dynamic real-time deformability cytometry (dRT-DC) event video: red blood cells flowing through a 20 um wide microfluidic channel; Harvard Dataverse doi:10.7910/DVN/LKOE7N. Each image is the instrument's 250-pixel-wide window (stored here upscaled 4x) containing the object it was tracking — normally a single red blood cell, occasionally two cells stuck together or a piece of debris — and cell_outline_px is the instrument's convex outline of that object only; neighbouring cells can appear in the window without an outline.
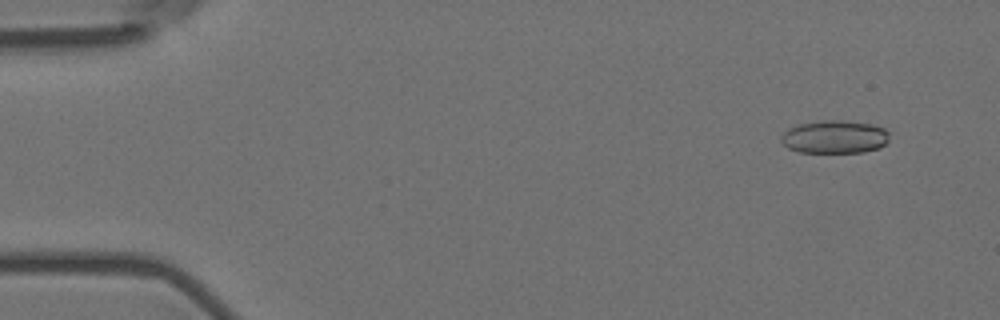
{"species": "Egyptian fruit bat (a non-hibernating species)", "species_latin": "Rousettus aegyptiacus", "temperature_condition": "room temperature", "stored_images_in_passage": 8, "camera_frame_rate_fps": 3000, "um_per_image_px": 0.085, "animal": {"sex": "female"}, "frame": {"image": 1, "passage_image": 2, "time_ms": 0.333, "image_size_px": [1000, 320], "cell_outline_px": [[888, 140], [880, 148], [864, 152], [800, 152], [788, 148], [780, 140], [780, 136], [788, 128], [800, 124], [820, 120], [840, 120], [872, 124], [884, 128], [888, 132]], "centroid_in_image_um": [70.93, 11.63], "position_along_channel_um": 14.1, "area_um2": 20.87}}
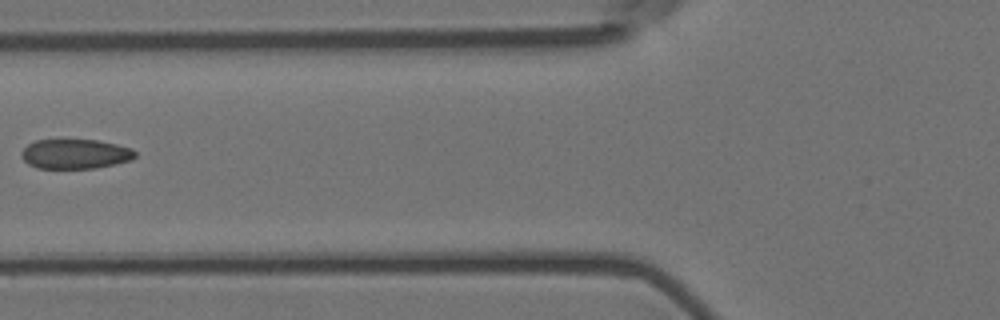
{"frame": {"image": 2, "passage_image": 7, "time_ms": 2.0, "image_size_px": [1000, 320], "cell_outline_px": [[136, 156], [132, 160], [96, 168], [36, 168], [28, 164], [20, 156], [20, 152], [28, 144], [36, 140], [96, 140], [116, 144], [132, 148], [136, 152]], "centroid_in_image_um": [6.39, 13.09], "position_along_channel_um": 119.4, "area_um2": 19.71}}
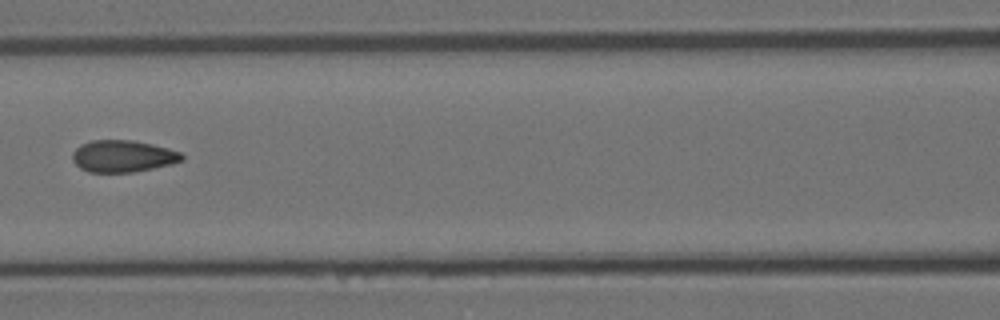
{"frame": {"image": 3, "passage_image": 8, "time_ms": 2.333, "image_size_px": [1000, 320], "cell_outline_px": [[184, 160], [172, 164], [132, 172], [88, 172], [80, 168], [72, 160], [72, 152], [80, 144], [92, 140], [132, 140], [152, 144], [168, 148], [180, 152], [184, 156]], "centroid_in_image_um": [10.43, 13.27], "position_along_channel_um": 156.2, "area_um2": 20.4}}